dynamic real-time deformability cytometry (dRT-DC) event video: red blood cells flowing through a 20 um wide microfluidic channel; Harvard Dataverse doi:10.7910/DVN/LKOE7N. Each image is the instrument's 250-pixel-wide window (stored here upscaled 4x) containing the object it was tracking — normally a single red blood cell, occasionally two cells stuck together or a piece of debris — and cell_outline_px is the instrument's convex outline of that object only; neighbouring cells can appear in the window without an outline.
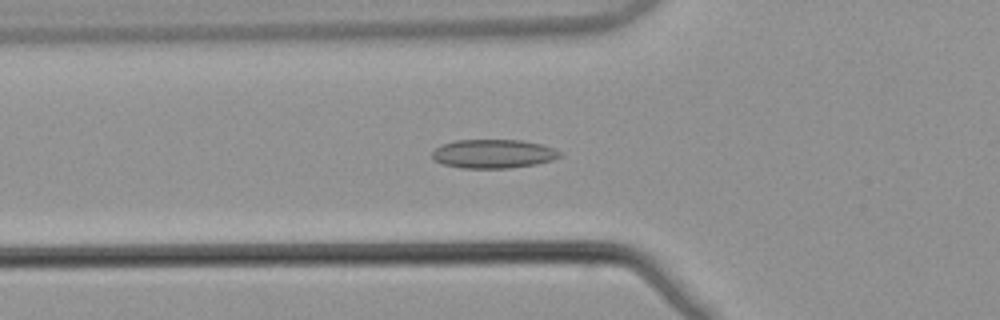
{"species": "common noctule bat (a hibernating species)", "species_latin": "Nyctalus noctula", "temperature_condition": "warm", "stored_images_in_passage": 53, "camera_frame_rate_fps": 3000, "um_per_image_px": 0.085, "animal": {"sex": "male", "body_mass_g": 21.5, "forearm_length_mm": 52.0}, "frame": {"image": 1, "passage_image": 19, "time_ms": 6.0, "image_size_px": [1000, 320], "cell_outline_px": [[564, 156], [552, 160], [536, 164], [508, 168], [460, 168], [444, 164], [432, 160], [432, 152], [436, 148], [444, 144], [456, 140], [520, 140], [540, 144], [564, 152]], "centroid_in_image_um": [41.96, 13.08], "position_along_channel_um": 83.8, "area_um2": 21.5}}
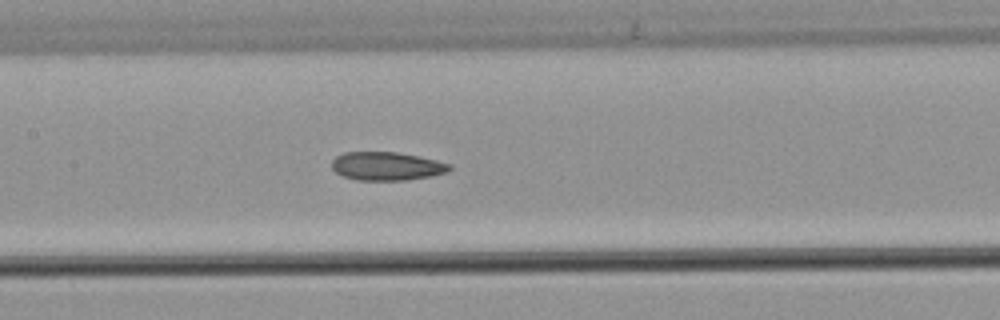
{"frame": {"image": 2, "passage_image": 26, "time_ms": 8.333, "image_size_px": [1000, 320], "cell_outline_px": [[452, 168], [448, 172], [408, 180], [356, 180], [344, 176], [336, 172], [332, 168], [332, 160], [336, 156], [344, 152], [396, 152], [420, 156], [452, 164]], "centroid_in_image_um": [32.88, 14.12], "position_along_channel_um": 174.5, "area_um2": 19.54}}
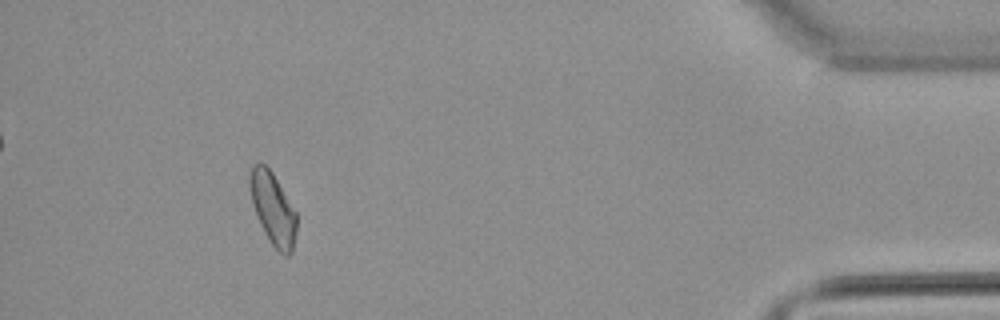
{"frame": {"image": 3, "passage_image": 49, "time_ms": 16.0, "image_size_px": [1000, 320], "cell_outline_px": [[296, 232], [292, 252], [288, 256], [284, 256], [272, 244], [264, 232], [260, 224], [252, 204], [248, 184], [248, 176], [252, 168], [256, 164], [264, 164], [272, 172], [296, 212]], "centroid_in_image_um": [23.18, 17.75], "position_along_channel_um": 412.0, "area_um2": 19.48}, "authors_computed_cell_mechanics": {"area_um2": 20.0566, "velocity_mm_per_s": 3.8739, "shape_relaxation_time_tau1_ms": null, "shape_relaxation_time_tau2_ms": 6.8729, "deformation_change_tau1": null, "deformation_change_tau2": 0.1328}}